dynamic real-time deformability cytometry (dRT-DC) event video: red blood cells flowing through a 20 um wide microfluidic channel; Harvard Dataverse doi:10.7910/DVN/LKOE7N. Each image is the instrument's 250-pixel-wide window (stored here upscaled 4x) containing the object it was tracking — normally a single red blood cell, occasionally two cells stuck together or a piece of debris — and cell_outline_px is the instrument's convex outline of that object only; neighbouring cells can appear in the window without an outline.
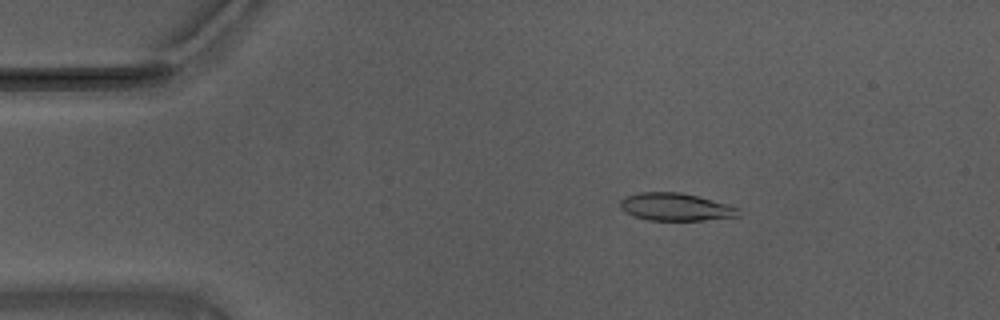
{"species": "Egyptian fruit bat (a non-hibernating species)", "species_latin": "Rousettus aegyptiacus", "temperature_condition": "warm", "stored_images_in_passage": 56, "camera_frame_rate_fps": 3000, "um_per_image_px": 0.085, "animal": {"sex": "male"}, "frame": {"image": 1, "passage_image": 10, "time_ms": 3.0, "image_size_px": [1000, 320], "cell_outline_px": [[740, 216], [704, 220], [648, 220], [636, 216], [620, 208], [620, 200], [624, 196], [640, 192], [680, 192], [728, 204], [740, 208]], "centroid_in_image_um": [57.44, 17.58], "position_along_channel_um": 27.6, "area_um2": 18.96}}
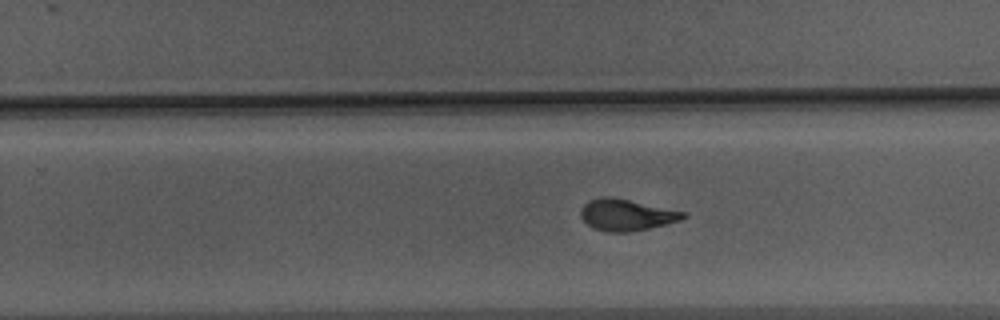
{"frame": {"image": 2, "passage_image": 35, "time_ms": 11.333, "image_size_px": [1000, 320], "cell_outline_px": [[688, 216], [680, 220], [632, 232], [608, 232], [596, 228], [588, 224], [580, 216], [580, 212], [584, 204], [588, 200], [600, 196], [604, 196], [628, 200], [688, 212]], "centroid_in_image_um": [53.26, 18.26], "position_along_channel_um": 276.5, "area_um2": 18.61}}
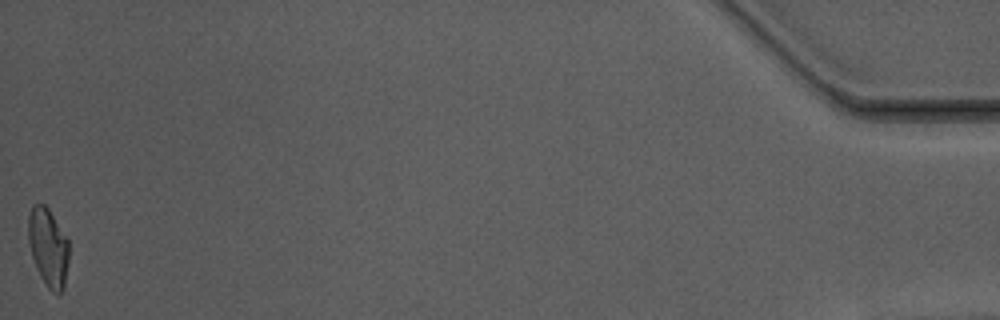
{"frame": {"image": 3, "passage_image": 56, "time_ms": 18.333, "image_size_px": [1000, 320], "cell_outline_px": [[68, 260], [64, 288], [60, 292], [52, 292], [48, 288], [40, 276], [36, 268], [32, 256], [28, 240], [28, 216], [32, 204], [44, 204], [48, 208], [68, 240]], "centroid_in_image_um": [4.08, 21.01], "position_along_channel_um": 431.1, "area_um2": 18.38}, "authors_computed_cell_mechanics": {"area_um2": 18.9295, "velocity_mm_per_s": 3.712, "shape_relaxation_time_tau1_ms": 5.6946, "shape_relaxation_time_tau2_ms": 1.7206, "deformation_change_tau1": 0.2153, "deformation_change_tau2": 0.078}}